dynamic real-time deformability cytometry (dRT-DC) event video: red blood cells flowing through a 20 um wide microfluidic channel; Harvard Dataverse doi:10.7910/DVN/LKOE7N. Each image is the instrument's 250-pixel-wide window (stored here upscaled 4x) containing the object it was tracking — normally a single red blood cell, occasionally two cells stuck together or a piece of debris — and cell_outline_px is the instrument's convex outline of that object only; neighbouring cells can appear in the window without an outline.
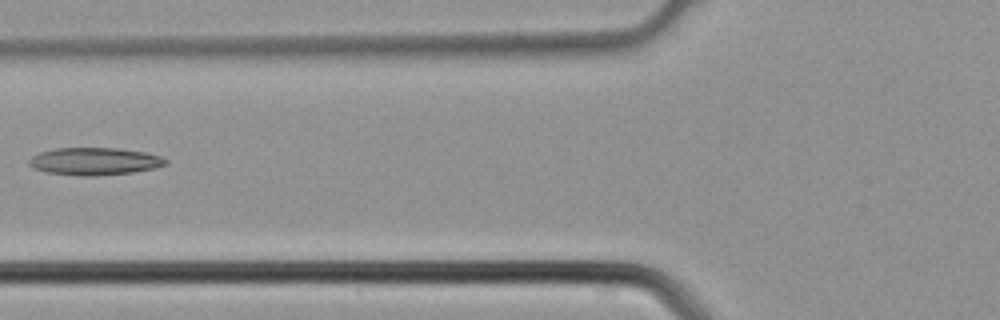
{"species": "common noctule bat (a hibernating species)", "species_latin": "Nyctalus noctula", "temperature_condition": "cold", "stored_images_in_passage": 2, "camera_frame_rate_fps": 3000, "um_per_image_px": 0.085, "animal": {"sex": "male", "body_mass_g": 21.5, "forearm_length_mm": 52.0}, "frame": {"image": 1, "passage_image": 2, "time_ms": 0.333, "image_size_px": [1000, 320], "cell_outline_px": [[168, 164], [156, 168], [132, 172], [92, 176], [84, 176], [48, 172], [32, 168], [28, 164], [28, 160], [32, 156], [40, 152], [56, 148], [120, 148], [144, 152], [160, 156], [168, 160]], "centroid_in_image_um": [8.05, 13.7], "position_along_channel_um": 117.8, "area_um2": 21.85}}